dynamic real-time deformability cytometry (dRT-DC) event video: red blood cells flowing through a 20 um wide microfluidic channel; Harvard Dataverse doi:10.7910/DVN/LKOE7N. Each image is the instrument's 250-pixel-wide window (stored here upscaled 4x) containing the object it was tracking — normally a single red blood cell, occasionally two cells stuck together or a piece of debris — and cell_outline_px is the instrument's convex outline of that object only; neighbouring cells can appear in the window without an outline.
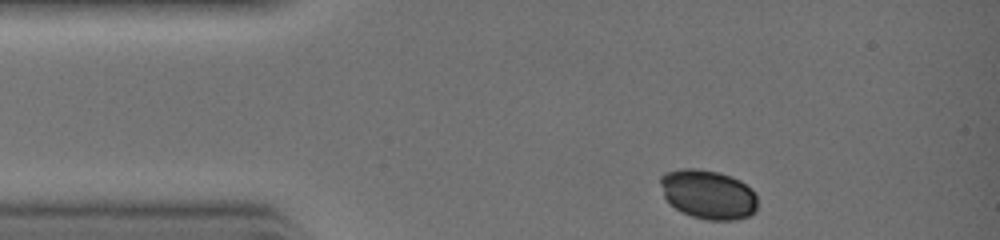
{"species": "common noctule bat (a hibernating species)", "species_latin": "Nyctalus noctula", "temperature_condition": "warm", "stored_images_in_passage": 24, "camera_frame_rate_fps": 3000, "um_per_image_px": 0.085, "animal": {"sex": "female", "body_mass_g": 19.0, "forearm_length_mm": 51.5}, "frame": {"image": 1, "passage_image": 1, "time_ms": 0.0, "image_size_px": [1000, 240], "cell_outline_px": [[756, 212], [748, 216], [736, 220], [708, 220], [692, 216], [680, 212], [668, 204], [664, 196], [660, 184], [660, 176], [664, 172], [680, 168], [696, 168], [720, 172], [732, 176], [740, 180], [752, 188], [756, 196]], "centroid_in_image_um": [60.17, 16.51], "position_along_channel_um": 24.8, "area_um2": 28.38}}
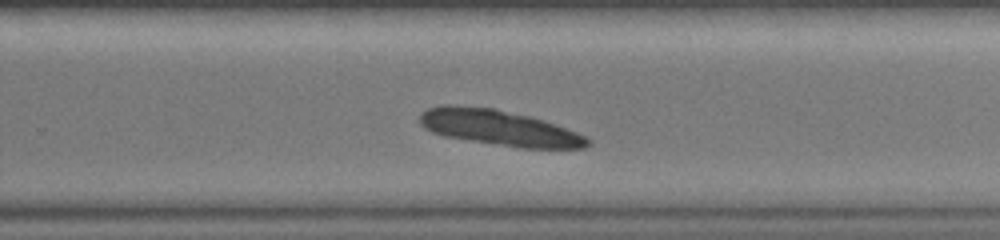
{"frame": {"image": 2, "passage_image": 17, "time_ms": 5.333, "image_size_px": [1000, 240], "cell_outline_px": [[592, 144], [584, 148], [520, 148], [444, 136], [432, 132], [424, 128], [420, 124], [420, 112], [428, 108], [444, 104], [456, 104], [496, 108], [544, 120], [588, 136], [592, 140]], "centroid_in_image_um": [42.44, 10.85], "position_along_channel_um": 287.4, "area_um2": 35.14}}
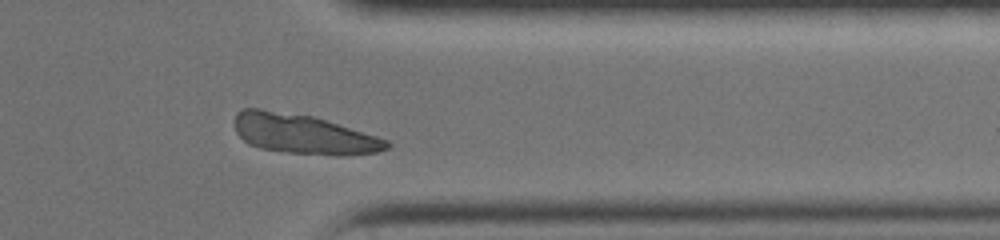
{"frame": {"image": 3, "passage_image": 22, "time_ms": 7.0, "image_size_px": [1000, 240], "cell_outline_px": [[392, 144], [388, 148], [376, 152], [344, 156], [340, 156], [288, 152], [260, 148], [248, 144], [236, 132], [232, 124], [236, 112], [240, 108], [260, 108], [312, 116], [376, 136], [388, 140]], "centroid_in_image_um": [25.73, 11.39], "position_along_channel_um": 385.7, "area_um2": 35.26}}